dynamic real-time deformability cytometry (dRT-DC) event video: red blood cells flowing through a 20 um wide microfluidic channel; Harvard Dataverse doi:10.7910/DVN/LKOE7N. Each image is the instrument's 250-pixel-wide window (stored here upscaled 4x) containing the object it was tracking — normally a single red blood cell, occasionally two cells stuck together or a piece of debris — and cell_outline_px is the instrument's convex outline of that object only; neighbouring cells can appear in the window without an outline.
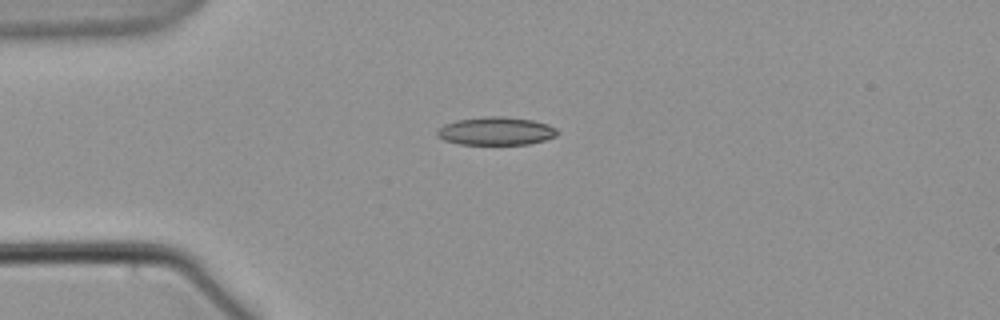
{"species": "common noctule bat (a hibernating species)", "species_latin": "Nyctalus noctula", "temperature_condition": "warm", "stored_images_in_passage": 4, "camera_frame_rate_fps": 3000, "um_per_image_px": 0.085, "animal": {"sex": "male", "body_mass_g": 21.5, "forearm_length_mm": 52.0}, "frame": {"image": 1, "passage_image": 1, "time_ms": 0.0, "image_size_px": [1000, 320], "cell_outline_px": [[560, 132], [556, 136], [544, 140], [528, 144], [460, 144], [444, 140], [436, 136], [436, 132], [444, 124], [456, 120], [484, 116], [504, 116], [532, 120], [548, 124], [556, 128]], "centroid_in_image_um": [42.16, 11.13], "position_along_channel_um": 42.8, "area_um2": 19.77}}
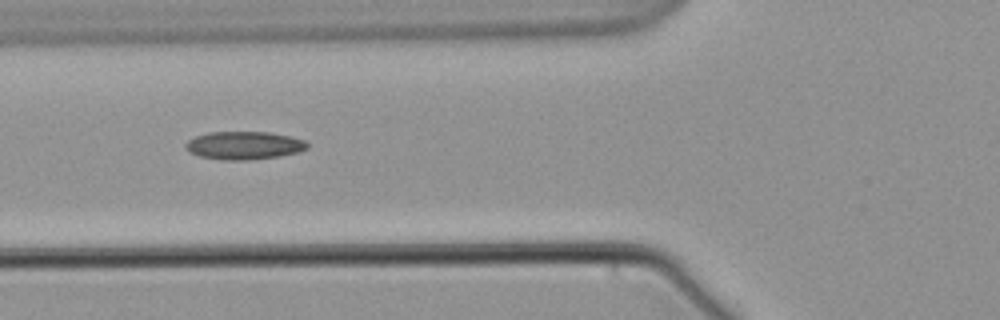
{"frame": {"image": 2, "passage_image": 3, "time_ms": 2.667, "image_size_px": [1000, 320], "cell_outline_px": [[308, 148], [296, 152], [280, 156], [248, 160], [220, 160], [200, 156], [188, 152], [184, 148], [184, 144], [188, 140], [196, 136], [208, 132], [268, 132], [292, 136], [304, 140], [308, 144]], "centroid_in_image_um": [20.71, 12.36], "position_along_channel_um": 105.1, "area_um2": 20.0}}
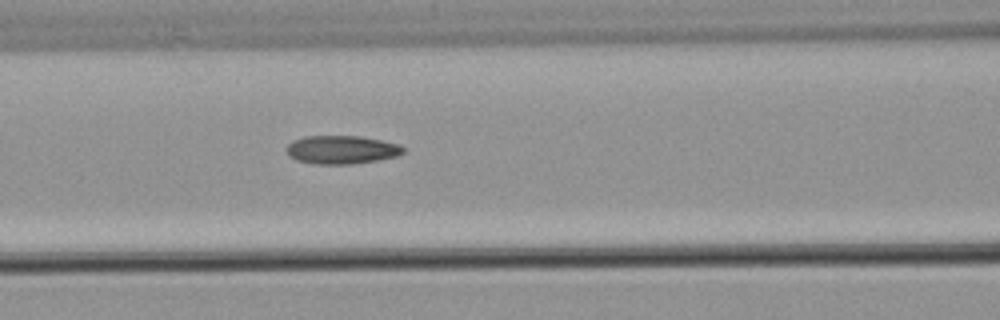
{"frame": {"image": 3, "passage_image": 4, "time_ms": 3.667, "image_size_px": [1000, 320], "cell_outline_px": [[404, 152], [396, 156], [376, 160], [352, 164], [316, 164], [296, 160], [288, 156], [288, 144], [292, 140], [304, 136], [360, 136], [400, 144], [404, 148]], "centroid_in_image_um": [29.02, 12.72], "position_along_channel_um": 137.6, "area_um2": 19.25}}